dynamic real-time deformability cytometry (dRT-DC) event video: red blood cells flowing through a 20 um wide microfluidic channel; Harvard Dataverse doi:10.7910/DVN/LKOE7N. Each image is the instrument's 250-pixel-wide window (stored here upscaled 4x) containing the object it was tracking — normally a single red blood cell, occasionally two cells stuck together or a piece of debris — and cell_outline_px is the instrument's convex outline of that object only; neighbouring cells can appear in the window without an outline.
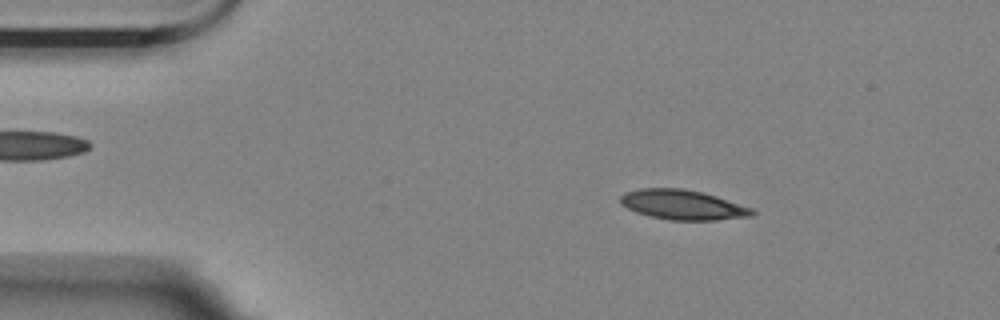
{"species": "Egyptian fruit bat (a non-hibernating species)", "species_latin": "Rousettus aegyptiacus", "temperature_condition": "room temperature", "stored_images_in_passage": 51, "camera_frame_rate_fps": 3000, "um_per_image_px": 0.085, "animal": {"sex": "female"}, "frame": {"image": 1, "passage_image": 4, "time_ms": 1.0, "image_size_px": [1000, 320], "cell_outline_px": [[756, 212], [752, 216], [716, 220], [668, 220], [648, 216], [636, 212], [620, 204], [620, 196], [624, 192], [640, 188], [684, 188], [704, 192], [752, 208]], "centroid_in_image_um": [58.01, 17.4], "position_along_channel_um": 27.0, "area_um2": 23.06}}
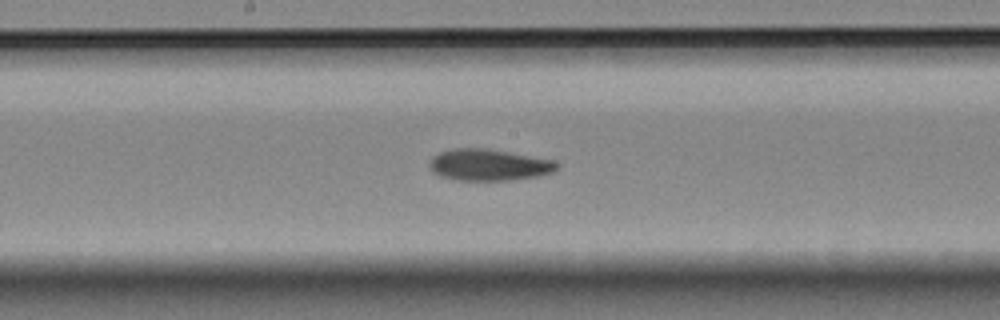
{"frame": {"image": 2, "passage_image": 24, "time_ms": 7.667, "image_size_px": [1000, 320], "cell_outline_px": [[560, 168], [552, 172], [536, 176], [512, 180], [456, 180], [440, 176], [432, 172], [428, 168], [428, 160], [432, 156], [440, 152], [456, 148], [488, 148], [556, 160], [560, 164]], "centroid_in_image_um": [41.54, 14.01], "position_along_channel_um": 206.7, "area_um2": 23.81}}
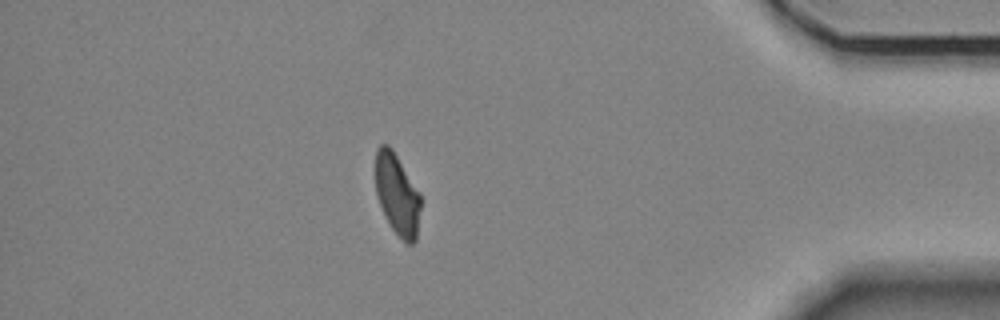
{"frame": {"image": 3, "passage_image": 44, "time_ms": 14.333, "image_size_px": [1000, 320], "cell_outline_px": [[420, 208], [416, 240], [412, 244], [408, 244], [392, 228], [380, 204], [376, 192], [376, 148], [380, 144], [388, 144], [392, 148], [420, 192]], "centroid_in_image_um": [33.77, 16.48], "position_along_channel_um": 401.4, "area_um2": 21.1}, "authors_computed_cell_mechanics": {"area_um2": 23.2356, "velocity_mm_per_s": 3.527, "shape_relaxation_time_tau1_ms": 6.3737, "shape_relaxation_time_tau2_ms": 4.1873, "deformation_change_tau1": 0.1405, "deformation_change_tau2": 0.0858}}